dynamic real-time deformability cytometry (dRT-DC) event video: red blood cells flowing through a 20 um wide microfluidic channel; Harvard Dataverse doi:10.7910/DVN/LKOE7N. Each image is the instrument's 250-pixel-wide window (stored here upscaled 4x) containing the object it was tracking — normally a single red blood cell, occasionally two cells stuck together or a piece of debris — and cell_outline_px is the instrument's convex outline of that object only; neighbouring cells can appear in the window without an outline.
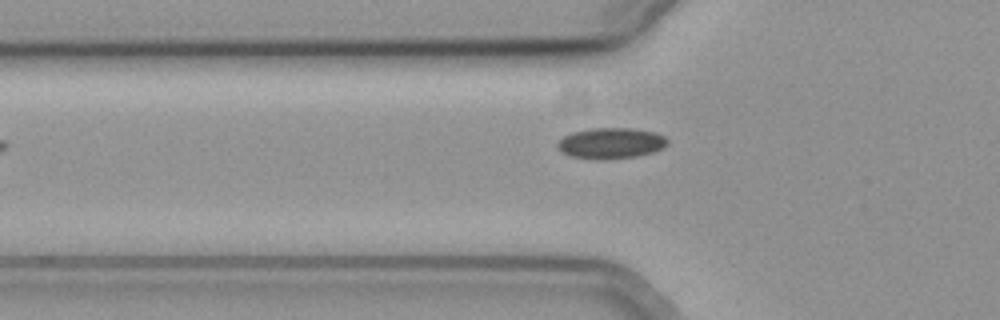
{"species": "common noctule bat (a hibernating species)", "species_latin": "Nyctalus noctula", "temperature_condition": "cold", "stored_images_in_passage": 40, "camera_frame_rate_fps": 3000, "um_per_image_px": 0.085, "animal": {"sex": "female", "body_mass_g": 19.3, "forearm_length_mm": 54.1}, "frame": {"image": 1, "passage_image": 3, "time_ms": 0.667, "image_size_px": [1000, 320], "cell_outline_px": [[668, 144], [652, 152], [636, 156], [604, 160], [596, 160], [568, 156], [560, 152], [556, 144], [564, 136], [572, 132], [588, 128], [632, 128], [656, 132], [664, 136], [668, 140]], "centroid_in_image_um": [51.88, 12.17], "position_along_channel_um": 73.9, "area_um2": 20.0}}
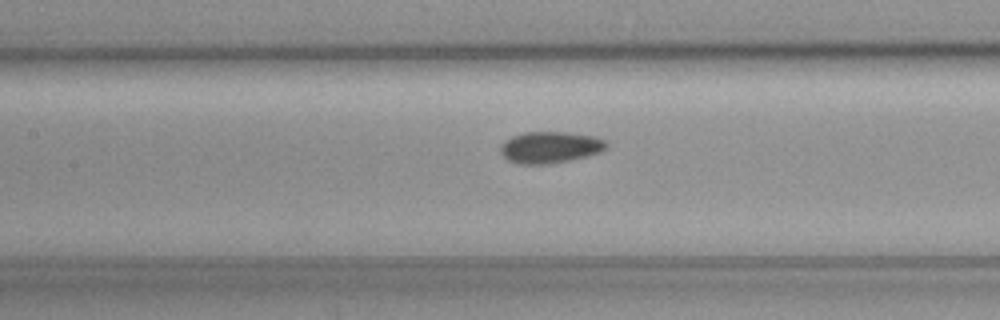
{"frame": {"image": 2, "passage_image": 10, "time_ms": 3.0, "image_size_px": [1000, 320], "cell_outline_px": [[608, 148], [600, 152], [552, 164], [520, 164], [508, 160], [500, 152], [500, 144], [504, 140], [512, 136], [524, 132], [568, 132], [592, 136], [604, 140], [608, 144]], "centroid_in_image_um": [46.73, 12.51], "position_along_channel_um": 160.7, "area_um2": 19.48}}
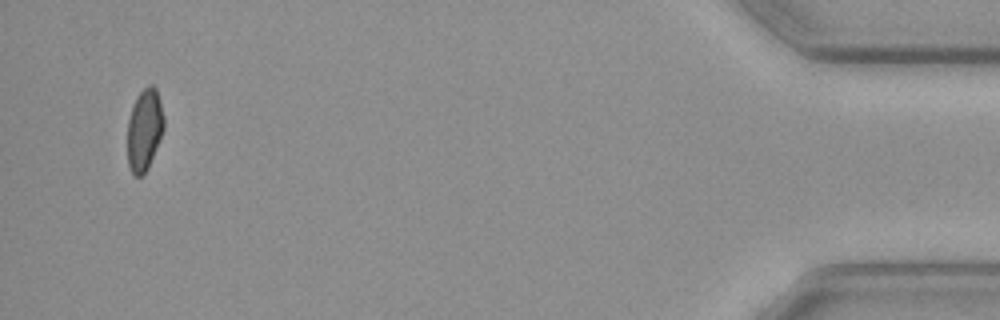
{"frame": {"image": 3, "passage_image": 38, "time_ms": 12.333, "image_size_px": [1000, 320], "cell_outline_px": [[164, 128], [148, 168], [140, 176], [132, 176], [128, 164], [128, 120], [136, 96], [148, 84], [152, 84], [156, 88], [160, 100], [164, 116]], "centroid_in_image_um": [12.28, 11.01], "position_along_channel_um": 422.9, "area_um2": 17.34}}